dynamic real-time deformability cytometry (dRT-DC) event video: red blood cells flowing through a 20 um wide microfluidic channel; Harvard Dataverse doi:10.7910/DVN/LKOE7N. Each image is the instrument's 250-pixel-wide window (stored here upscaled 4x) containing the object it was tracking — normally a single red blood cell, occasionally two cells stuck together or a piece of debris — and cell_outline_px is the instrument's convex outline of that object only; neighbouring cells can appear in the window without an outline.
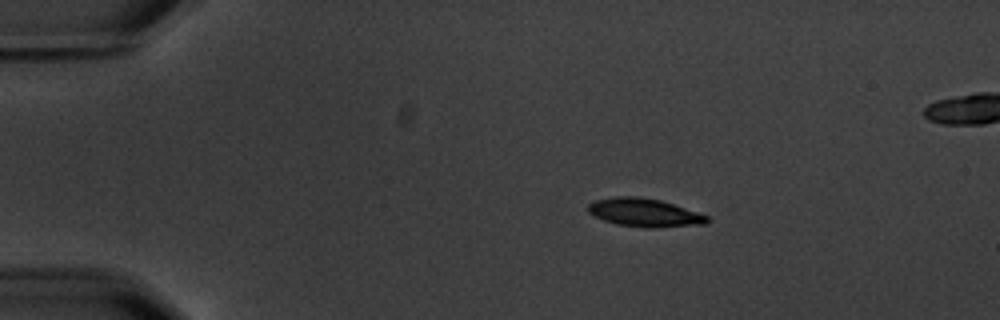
{"species": "common noctule bat (a hibernating species)", "species_latin": "Nyctalus noctula", "temperature_condition": "warm", "stored_images_in_passage": 6, "segment_of_instrument_passage": [1, 2], "camera_frame_rate_fps": 3000, "um_per_image_px": 0.085, "animal": {"sex": "male", "body_mass_g": 20.1, "forearm_length_mm": 53.5}, "frame": {"image": 1, "passage_image": 3, "time_ms": 2.333, "image_size_px": [1000, 320], "cell_outline_px": [[712, 220], [708, 224], [656, 228], [648, 228], [616, 224], [604, 220], [588, 212], [588, 204], [596, 200], [616, 196], [636, 196], [660, 200], [708, 216]], "centroid_in_image_um": [54.81, 18.08], "position_along_channel_um": 30.2, "area_um2": 19.59}}